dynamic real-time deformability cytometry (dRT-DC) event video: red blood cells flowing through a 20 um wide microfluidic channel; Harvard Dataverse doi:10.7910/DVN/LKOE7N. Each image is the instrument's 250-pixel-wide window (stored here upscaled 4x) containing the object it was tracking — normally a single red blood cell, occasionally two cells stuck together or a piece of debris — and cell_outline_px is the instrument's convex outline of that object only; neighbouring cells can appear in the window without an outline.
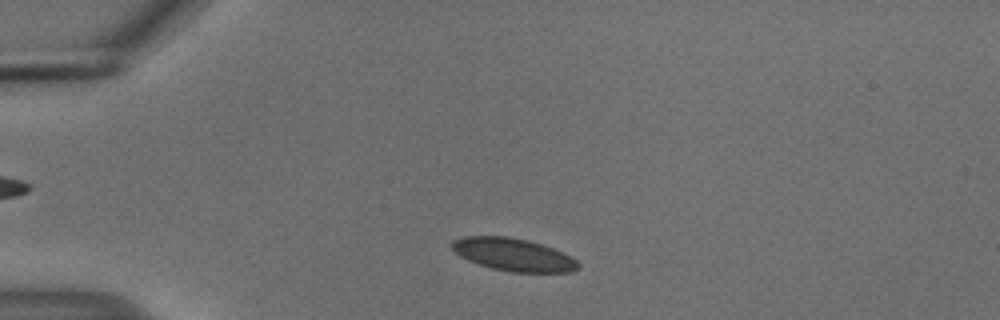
{"species": "common noctule bat (a hibernating species)", "species_latin": "Nyctalus noctula", "temperature_condition": "cold", "stored_images_in_passage": 46, "camera_frame_rate_fps": 3000, "um_per_image_px": 0.085, "animal": {"sex": "male", "body_mass_g": 18.8}, "frame": {"image": 1, "passage_image": 5, "time_ms": 1.333, "image_size_px": [1000, 320], "cell_outline_px": [[580, 268], [572, 272], [512, 272], [492, 268], [468, 260], [460, 256], [448, 244], [452, 240], [464, 236], [508, 236], [528, 240], [552, 248], [576, 260], [580, 264]], "centroid_in_image_um": [43.6, 21.63], "position_along_channel_um": 41.4, "area_um2": 23.93}}
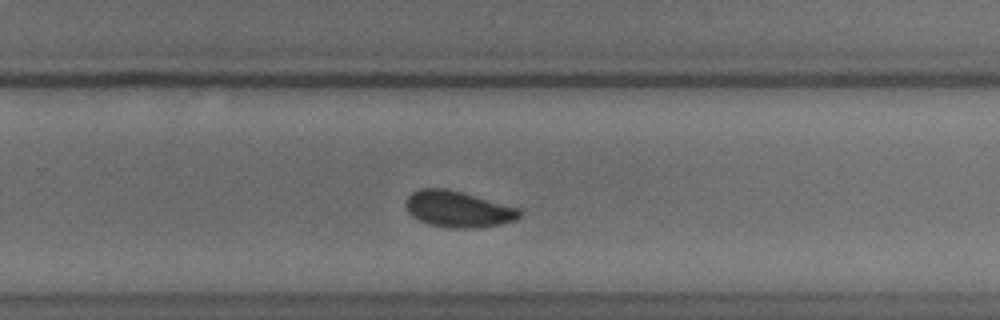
{"frame": {"image": 2, "passage_image": 28, "time_ms": 9.0, "image_size_px": [1000, 320], "cell_outline_px": [[524, 212], [516, 220], [500, 224], [476, 228], [448, 228], [428, 224], [412, 216], [408, 212], [404, 204], [404, 200], [412, 192], [420, 188], [448, 188], [520, 208]], "centroid_in_image_um": [38.93, 17.77], "position_along_channel_um": 290.9, "area_um2": 24.33}}
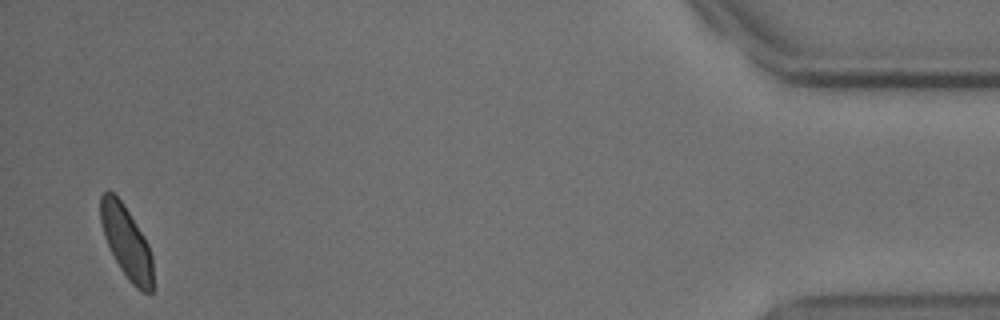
{"frame": {"image": 3, "passage_image": 45, "time_ms": 14.667, "image_size_px": [1000, 320], "cell_outline_px": [[152, 292], [144, 292], [136, 288], [128, 280], [120, 268], [104, 236], [100, 220], [100, 196], [108, 188], [120, 200], [128, 212], [148, 244], [152, 256]], "centroid_in_image_um": [10.73, 20.58], "position_along_channel_um": 424.5, "area_um2": 21.62}, "authors_computed_cell_mechanics": {"area_um2": 23.987, "velocity_mm_per_s": 3.6913, "shape_relaxation_time_tau1_ms": 3.4695, "shape_relaxation_time_tau2_ms": 3.2205, "deformation_change_tau1": 0.0741, "deformation_change_tau2": 0.0586}}